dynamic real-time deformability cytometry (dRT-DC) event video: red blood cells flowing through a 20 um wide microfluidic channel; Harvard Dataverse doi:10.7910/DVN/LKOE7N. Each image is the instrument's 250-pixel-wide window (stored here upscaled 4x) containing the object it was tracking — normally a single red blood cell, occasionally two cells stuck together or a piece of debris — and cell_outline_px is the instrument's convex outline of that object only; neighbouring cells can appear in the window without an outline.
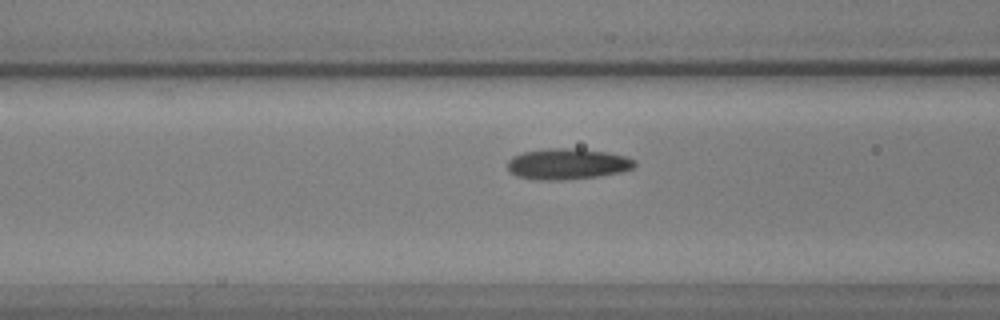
{"species": "common noctule bat (a hibernating species)", "species_latin": "Nyctalus noctula", "temperature_condition": "warm", "stored_images_in_passage": 59, "camera_frame_rate_fps": 3000, "um_per_image_px": 0.085, "animal": {"sex": "male", "body_mass_g": 17.9, "forearm_length_mm": 54.2}, "frame": {"image": 1, "passage_image": 24, "time_ms": 7.667, "image_size_px": [1000, 320], "cell_outline_px": [[636, 164], [632, 168], [620, 172], [600, 176], [564, 180], [536, 180], [516, 176], [508, 172], [508, 160], [512, 156], [524, 152], [552, 148], [576, 148], [604, 152], [624, 156], [636, 160]], "centroid_in_image_um": [48.2, 13.95], "position_along_channel_um": 118.4, "area_um2": 22.95}}
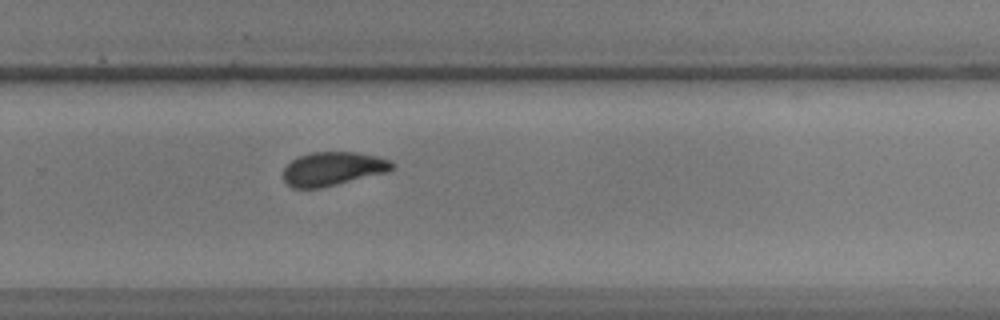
{"frame": {"image": 2, "passage_image": 40, "time_ms": 13.0, "image_size_px": [1000, 320], "cell_outline_px": [[392, 168], [388, 172], [320, 188], [292, 188], [284, 180], [284, 168], [292, 160], [300, 156], [312, 152], [356, 152], [376, 156], [392, 160]], "centroid_in_image_um": [28.29, 14.34], "position_along_channel_um": 301.5, "area_um2": 21.21}}
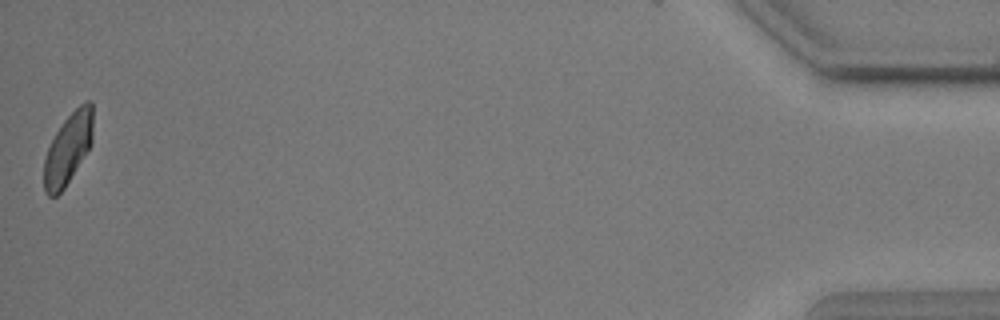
{"frame": {"image": 3, "passage_image": 59, "time_ms": 19.333, "image_size_px": [1000, 320], "cell_outline_px": [[92, 144], [64, 188], [56, 196], [48, 196], [44, 192], [44, 160], [48, 148], [56, 132], [64, 120], [80, 104], [88, 100], [92, 100]], "centroid_in_image_um": [5.78, 12.64], "position_along_channel_um": 429.4, "area_um2": 20.06}}